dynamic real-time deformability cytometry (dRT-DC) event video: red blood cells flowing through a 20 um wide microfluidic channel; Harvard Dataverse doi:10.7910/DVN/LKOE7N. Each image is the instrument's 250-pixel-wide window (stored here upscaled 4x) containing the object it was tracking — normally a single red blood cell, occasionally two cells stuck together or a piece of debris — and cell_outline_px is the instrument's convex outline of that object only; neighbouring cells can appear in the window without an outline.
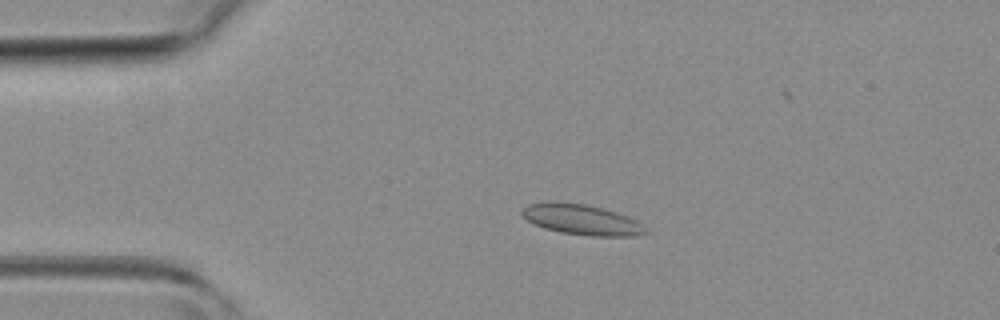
{"species": "common noctule bat (a hibernating species)", "species_latin": "Nyctalus noctula", "temperature_condition": "room temperature", "stored_images_in_passage": 38, "camera_frame_rate_fps": 3000, "um_per_image_px": 0.085, "animal": {"sex": "female", "body_mass_g": 19.3, "forearm_length_mm": 54.1}, "frame": {"image": 1, "passage_image": 2, "time_ms": 0.333, "image_size_px": [1000, 320], "cell_outline_px": [[652, 232], [640, 236], [588, 236], [560, 232], [544, 228], [532, 224], [520, 212], [520, 208], [528, 204], [544, 200], [552, 200], [584, 204], [616, 212], [628, 216], [636, 220]], "centroid_in_image_um": [49.42, 18.66], "position_along_channel_um": 35.6, "area_um2": 22.48}}
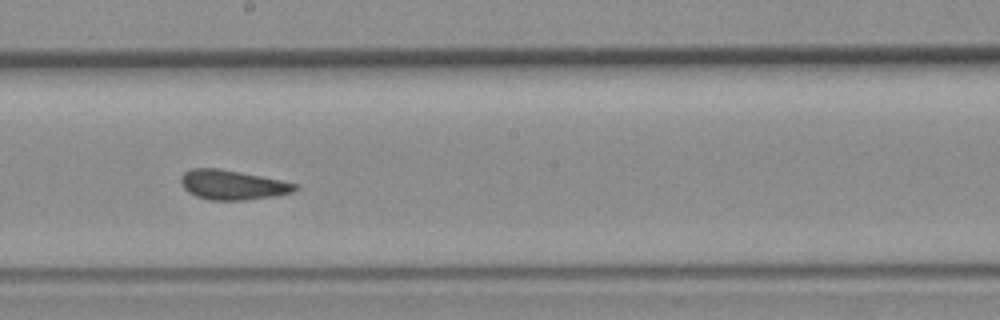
{"frame": {"image": 2, "passage_image": 18, "time_ms": 5.667, "image_size_px": [1000, 320], "cell_outline_px": [[296, 188], [292, 192], [276, 196], [244, 200], [208, 200], [196, 196], [188, 192], [180, 184], [180, 176], [184, 172], [192, 168], [216, 168], [240, 172], [280, 180], [296, 184]], "centroid_in_image_um": [19.7, 15.72], "position_along_channel_um": 228.5, "area_um2": 19.59}}
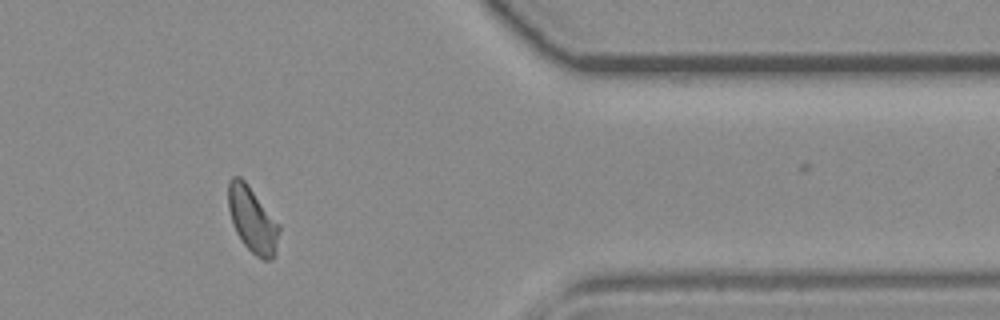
{"frame": {"image": 3, "passage_image": 31, "time_ms": 10.0, "image_size_px": [1000, 320], "cell_outline_px": [[280, 232], [272, 260], [264, 260], [256, 256], [244, 244], [236, 232], [228, 208], [228, 180], [232, 176], [240, 176], [248, 184], [280, 224]], "centroid_in_image_um": [21.46, 18.64], "position_along_channel_um": 389.9, "area_um2": 19.42}, "authors_computed_cell_mechanics": {"area_um2": 19.5942, "velocity_mm_per_s": 4.294, "shape_relaxation_time_tau1_ms": null, "shape_relaxation_time_tau2_ms": 1.1839, "deformation_change_tau1": null, "deformation_change_tau2": 0.0505}}